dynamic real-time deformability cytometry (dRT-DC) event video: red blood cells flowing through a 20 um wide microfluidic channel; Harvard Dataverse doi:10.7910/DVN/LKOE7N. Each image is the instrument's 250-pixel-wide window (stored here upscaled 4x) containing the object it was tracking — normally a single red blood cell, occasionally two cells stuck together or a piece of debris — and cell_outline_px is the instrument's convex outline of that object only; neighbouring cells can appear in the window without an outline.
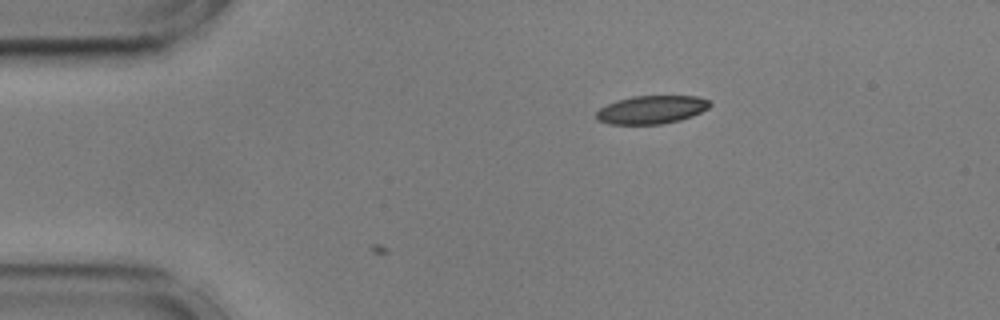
{"species": "common noctule bat (a hibernating species)", "species_latin": "Nyctalus noctula", "temperature_condition": "cold", "stored_images_in_passage": 7, "camera_frame_rate_fps": 3000, "um_per_image_px": 0.085, "animal": {"sex": "male", "body_mass_g": 17.9, "forearm_length_mm": 54.2}, "frame": {"image": 1, "passage_image": 1, "time_ms": 0.0, "image_size_px": [1000, 320], "cell_outline_px": [[712, 104], [708, 108], [692, 116], [680, 120], [660, 124], [608, 124], [596, 120], [596, 112], [600, 108], [616, 100], [632, 96], [696, 96], [708, 100]], "centroid_in_image_um": [55.35, 9.32], "position_along_channel_um": 29.6, "area_um2": 18.67}}